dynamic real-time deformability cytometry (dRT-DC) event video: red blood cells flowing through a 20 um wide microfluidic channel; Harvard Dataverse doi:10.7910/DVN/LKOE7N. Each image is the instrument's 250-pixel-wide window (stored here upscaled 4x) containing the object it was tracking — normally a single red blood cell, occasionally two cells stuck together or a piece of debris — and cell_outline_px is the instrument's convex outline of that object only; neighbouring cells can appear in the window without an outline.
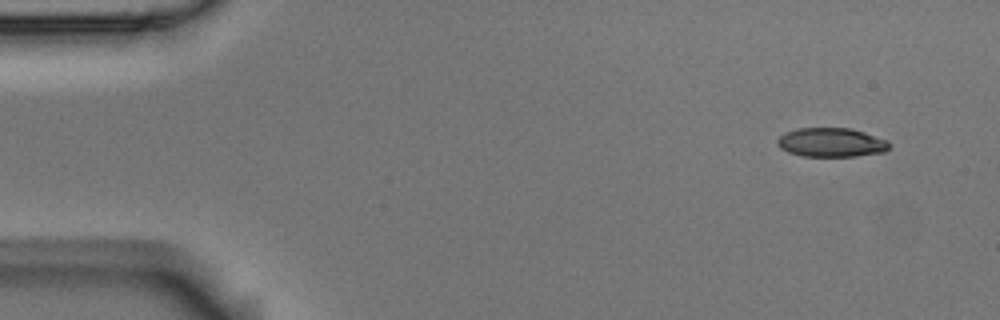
{"species": "Egyptian fruit bat (a non-hibernating species)", "species_latin": "Rousettus aegyptiacus", "temperature_condition": "room temperature", "stored_images_in_passage": 6, "camera_frame_rate_fps": 3000, "um_per_image_px": 0.085, "animal": {"sex": "male"}, "frame": {"image": 1, "passage_image": 6, "time_ms": 1.667, "image_size_px": [1000, 320], "cell_outline_px": [[892, 144], [884, 152], [856, 156], [804, 156], [788, 152], [780, 148], [776, 144], [776, 140], [784, 132], [796, 128], [852, 128], [888, 140]], "centroid_in_image_um": [70.65, 12.1], "position_along_channel_um": 14.3, "area_um2": 19.13}}